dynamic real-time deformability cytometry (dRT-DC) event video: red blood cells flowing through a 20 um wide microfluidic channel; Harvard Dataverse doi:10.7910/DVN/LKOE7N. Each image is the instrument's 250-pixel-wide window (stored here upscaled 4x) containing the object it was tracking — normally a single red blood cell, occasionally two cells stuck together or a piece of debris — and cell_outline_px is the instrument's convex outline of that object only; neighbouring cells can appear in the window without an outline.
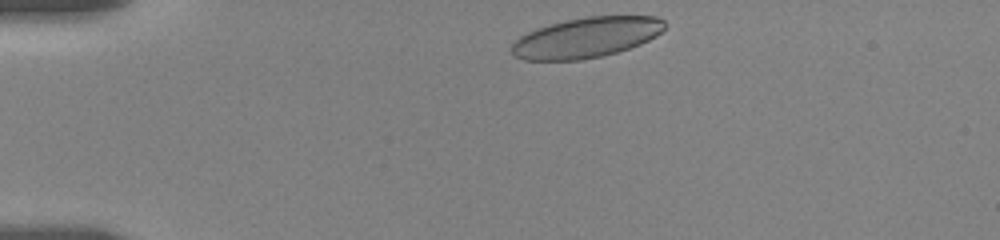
{"species": "human", "species_latin": "Homo sapiens", "temperature_condition": "room temperature", "stored_images_in_passage": 8, "camera_frame_rate_fps": 3000, "um_per_image_px": 0.085, "donor": {"sex": "female"}, "frame": {"image": 1, "passage_image": 1, "time_ms": 0.0, "image_size_px": [1000, 240], "cell_outline_px": [[668, 24], [656, 36], [640, 44], [616, 52], [600, 56], [580, 60], [524, 60], [516, 56], [512, 52], [512, 44], [520, 36], [536, 28], [564, 20], [588, 16], [656, 16], [664, 20]], "centroid_in_image_um": [49.85, 3.18], "position_along_channel_um": 35.1, "area_um2": 35.84}}
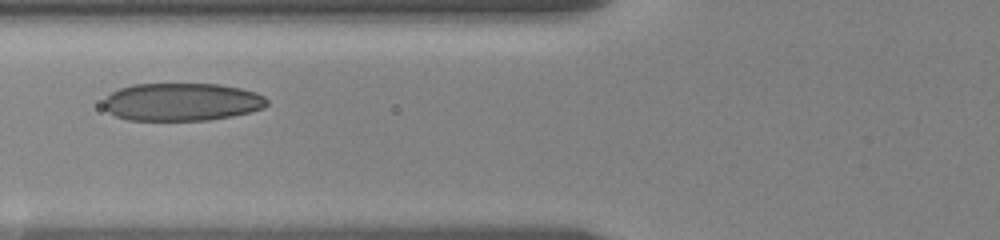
{"frame": {"image": 2, "passage_image": 5, "time_ms": 3.667, "image_size_px": [1000, 240], "cell_outline_px": [[268, 104], [264, 108], [232, 116], [208, 120], [128, 120], [116, 116], [108, 112], [104, 108], [104, 100], [112, 92], [120, 88], [132, 84], [220, 84], [240, 88], [256, 92], [264, 96], [268, 100]], "centroid_in_image_um": [15.46, 8.66], "position_along_channel_um": 110.3, "area_um2": 36.07}}
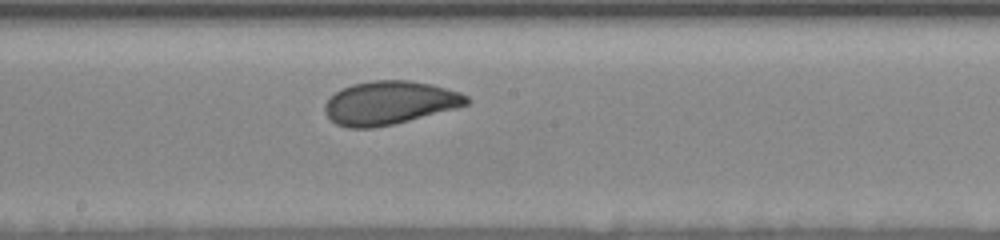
{"frame": {"image": 3, "passage_image": 8, "time_ms": 6.667, "image_size_px": [1000, 240], "cell_outline_px": [[472, 100], [468, 104], [456, 108], [392, 124], [372, 128], [348, 128], [336, 124], [324, 112], [324, 104], [336, 92], [352, 84], [372, 80], [408, 80], [432, 84], [460, 92], [468, 96]], "centroid_in_image_um": [33.12, 8.73], "position_along_channel_um": 215.1, "area_um2": 35.72}}